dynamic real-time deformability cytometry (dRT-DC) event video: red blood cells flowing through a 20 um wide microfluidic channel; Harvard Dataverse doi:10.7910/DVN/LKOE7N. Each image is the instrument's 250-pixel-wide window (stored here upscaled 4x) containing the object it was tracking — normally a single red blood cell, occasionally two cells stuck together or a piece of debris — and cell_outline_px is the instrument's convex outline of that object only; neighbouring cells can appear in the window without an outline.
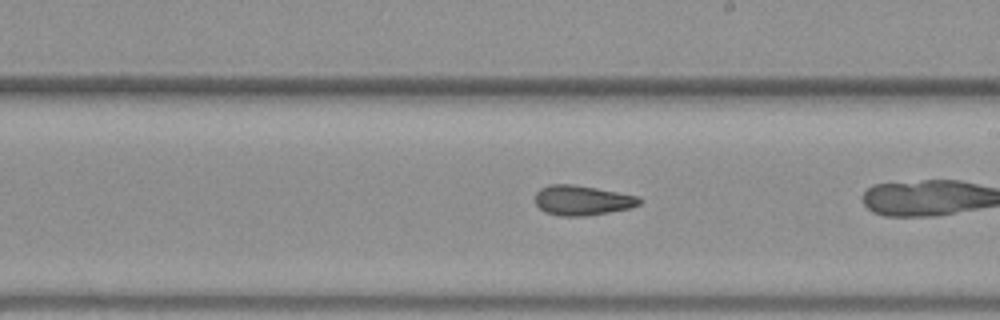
{"species": "common noctule bat (a hibernating species)", "species_latin": "Nyctalus noctula", "temperature_condition": "warm", "stored_images_in_passage": 37, "camera_frame_rate_fps": 3000, "um_per_image_px": 0.085, "animal": {"sex": "female", "body_mass_g": 19.3, "forearm_length_mm": 54.1}, "frame": {"image": 1, "passage_image": 27, "time_ms": 8.667, "image_size_px": [1000, 320], "cell_outline_px": [[644, 200], [640, 204], [632, 208], [584, 216], [560, 216], [544, 212], [536, 204], [536, 192], [540, 188], [548, 184], [572, 184], [596, 188], [640, 196]], "centroid_in_image_um": [49.51, 17.02], "position_along_channel_um": 239.5, "area_um2": 18.32}}